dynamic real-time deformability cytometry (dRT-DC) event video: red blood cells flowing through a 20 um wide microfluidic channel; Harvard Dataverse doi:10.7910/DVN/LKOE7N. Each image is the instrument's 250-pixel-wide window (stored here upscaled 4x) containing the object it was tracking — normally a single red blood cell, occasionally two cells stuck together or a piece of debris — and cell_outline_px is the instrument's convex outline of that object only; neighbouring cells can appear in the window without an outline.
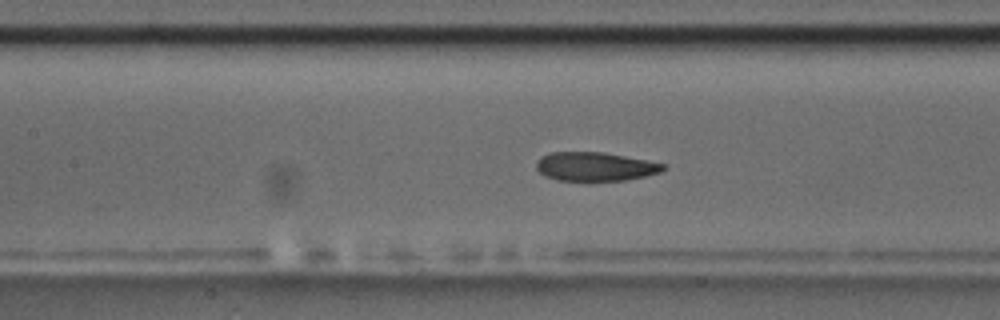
{"species": "common noctule bat (a hibernating species)", "species_latin": "Nyctalus noctula", "temperature_condition": "room temperature", "stored_images_in_passage": 49, "camera_frame_rate_fps": 3000, "um_per_image_px": 0.085, "animal": {"sex": "male", "body_mass_g": 17.5, "forearm_length_mm": 52.3}, "frame": {"image": 1, "passage_image": 18, "time_ms": 5.667, "image_size_px": [1000, 320], "cell_outline_px": [[664, 168], [660, 172], [644, 176], [624, 180], [560, 180], [544, 176], [536, 168], [536, 160], [540, 156], [548, 152], [604, 152], [648, 160], [664, 164]], "centroid_in_image_um": [50.54, 14.14], "position_along_channel_um": 156.9, "area_um2": 21.21}}
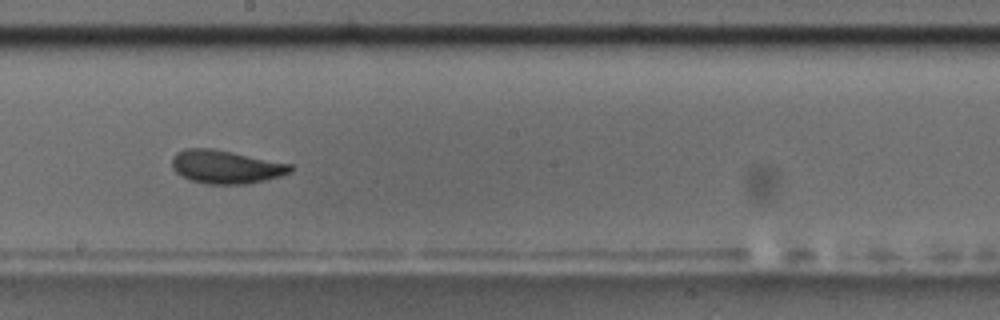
{"frame": {"image": 2, "passage_image": 24, "time_ms": 7.667, "image_size_px": [1000, 320], "cell_outline_px": [[292, 172], [280, 176], [264, 180], [244, 184], [208, 184], [192, 180], [180, 176], [172, 168], [172, 156], [176, 152], [184, 148], [212, 148], [292, 164]], "centroid_in_image_um": [19.17, 14.17], "position_along_channel_um": 229.0, "area_um2": 23.0}}
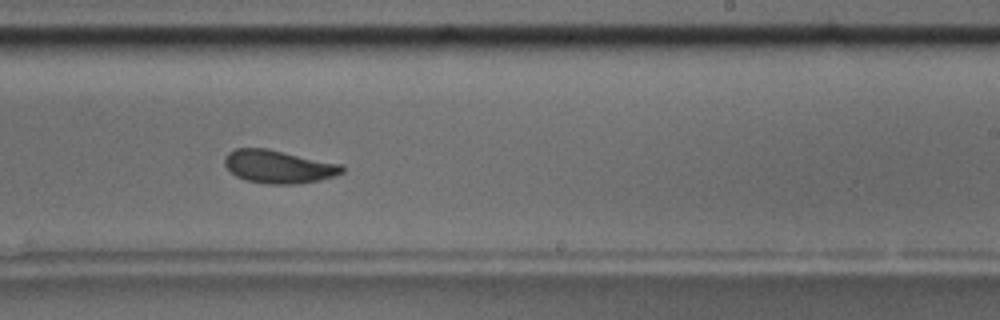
{"frame": {"image": 3, "passage_image": 27, "time_ms": 8.667, "image_size_px": [1000, 320], "cell_outline_px": [[344, 172], [336, 176], [320, 180], [296, 184], [268, 184], [248, 180], [236, 176], [224, 164], [224, 156], [228, 152], [236, 148], [264, 148], [344, 164]], "centroid_in_image_um": [23.71, 14.16], "position_along_channel_um": 265.3, "area_um2": 22.66}, "authors_computed_cell_mechanics": {"area_um2": 22.542, "velocity_mm_per_s": 3.6382, "shape_relaxation_time_tau1_ms": 6.4201, "shape_relaxation_time_tau2_ms": 3.2191, "deformation_change_tau1": 0.1882, "deformation_change_tau2": 0.0698}}